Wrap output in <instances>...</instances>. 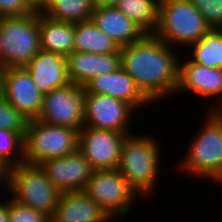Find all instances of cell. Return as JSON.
<instances>
[{"label": "cell", "instance_id": "d6a6232c", "mask_svg": "<svg viewBox=\"0 0 222 222\" xmlns=\"http://www.w3.org/2000/svg\"><path fill=\"white\" fill-rule=\"evenodd\" d=\"M121 0H94L95 5L116 6Z\"/></svg>", "mask_w": 222, "mask_h": 222}, {"label": "cell", "instance_id": "484cf974", "mask_svg": "<svg viewBox=\"0 0 222 222\" xmlns=\"http://www.w3.org/2000/svg\"><path fill=\"white\" fill-rule=\"evenodd\" d=\"M29 121L5 99L0 101V129L25 133Z\"/></svg>", "mask_w": 222, "mask_h": 222}, {"label": "cell", "instance_id": "f1b7e54d", "mask_svg": "<svg viewBox=\"0 0 222 222\" xmlns=\"http://www.w3.org/2000/svg\"><path fill=\"white\" fill-rule=\"evenodd\" d=\"M37 9L30 0H0V18L24 16Z\"/></svg>", "mask_w": 222, "mask_h": 222}, {"label": "cell", "instance_id": "5bb4252c", "mask_svg": "<svg viewBox=\"0 0 222 222\" xmlns=\"http://www.w3.org/2000/svg\"><path fill=\"white\" fill-rule=\"evenodd\" d=\"M5 100L27 119H37L44 94L24 67L4 68Z\"/></svg>", "mask_w": 222, "mask_h": 222}, {"label": "cell", "instance_id": "9c48e42d", "mask_svg": "<svg viewBox=\"0 0 222 222\" xmlns=\"http://www.w3.org/2000/svg\"><path fill=\"white\" fill-rule=\"evenodd\" d=\"M84 86L70 82L44 94L37 120L81 130L84 127Z\"/></svg>", "mask_w": 222, "mask_h": 222}, {"label": "cell", "instance_id": "7c38bea8", "mask_svg": "<svg viewBox=\"0 0 222 222\" xmlns=\"http://www.w3.org/2000/svg\"><path fill=\"white\" fill-rule=\"evenodd\" d=\"M126 136L113 130L83 127L79 131V150L94 170H115Z\"/></svg>", "mask_w": 222, "mask_h": 222}, {"label": "cell", "instance_id": "3957f363", "mask_svg": "<svg viewBox=\"0 0 222 222\" xmlns=\"http://www.w3.org/2000/svg\"><path fill=\"white\" fill-rule=\"evenodd\" d=\"M150 132L127 135L121 147L118 170L123 178L138 193L141 200L154 195L160 182V169L163 156L158 137ZM161 157V158H160ZM159 179V180H158Z\"/></svg>", "mask_w": 222, "mask_h": 222}, {"label": "cell", "instance_id": "83f0119b", "mask_svg": "<svg viewBox=\"0 0 222 222\" xmlns=\"http://www.w3.org/2000/svg\"><path fill=\"white\" fill-rule=\"evenodd\" d=\"M211 29H222V0H190Z\"/></svg>", "mask_w": 222, "mask_h": 222}, {"label": "cell", "instance_id": "52a82bcc", "mask_svg": "<svg viewBox=\"0 0 222 222\" xmlns=\"http://www.w3.org/2000/svg\"><path fill=\"white\" fill-rule=\"evenodd\" d=\"M5 192L18 203L42 211L50 218L61 195L40 165L25 162L10 168Z\"/></svg>", "mask_w": 222, "mask_h": 222}, {"label": "cell", "instance_id": "e575fe53", "mask_svg": "<svg viewBox=\"0 0 222 222\" xmlns=\"http://www.w3.org/2000/svg\"><path fill=\"white\" fill-rule=\"evenodd\" d=\"M1 53H2V37L0 32V67H1Z\"/></svg>", "mask_w": 222, "mask_h": 222}, {"label": "cell", "instance_id": "ac0fdd59", "mask_svg": "<svg viewBox=\"0 0 222 222\" xmlns=\"http://www.w3.org/2000/svg\"><path fill=\"white\" fill-rule=\"evenodd\" d=\"M90 20L120 47L139 41L147 34L116 6L95 5Z\"/></svg>", "mask_w": 222, "mask_h": 222}, {"label": "cell", "instance_id": "8992f818", "mask_svg": "<svg viewBox=\"0 0 222 222\" xmlns=\"http://www.w3.org/2000/svg\"><path fill=\"white\" fill-rule=\"evenodd\" d=\"M79 131L37 119L30 120L24 134V162L40 165L75 152L79 149Z\"/></svg>", "mask_w": 222, "mask_h": 222}, {"label": "cell", "instance_id": "e0dca14e", "mask_svg": "<svg viewBox=\"0 0 222 222\" xmlns=\"http://www.w3.org/2000/svg\"><path fill=\"white\" fill-rule=\"evenodd\" d=\"M70 82L84 86L89 80L108 74L121 67V54H99L73 51L66 57Z\"/></svg>", "mask_w": 222, "mask_h": 222}, {"label": "cell", "instance_id": "30bf717a", "mask_svg": "<svg viewBox=\"0 0 222 222\" xmlns=\"http://www.w3.org/2000/svg\"><path fill=\"white\" fill-rule=\"evenodd\" d=\"M181 93L191 94L190 96L196 97V99L202 97L201 100L205 102L207 99L210 104L207 105V111H222V68L206 67L193 63L181 54L178 87L175 95L178 96ZM209 99H213V103H210Z\"/></svg>", "mask_w": 222, "mask_h": 222}, {"label": "cell", "instance_id": "6da1fadb", "mask_svg": "<svg viewBox=\"0 0 222 222\" xmlns=\"http://www.w3.org/2000/svg\"><path fill=\"white\" fill-rule=\"evenodd\" d=\"M176 49L154 34L120 49L121 67L151 103L175 96L181 55Z\"/></svg>", "mask_w": 222, "mask_h": 222}, {"label": "cell", "instance_id": "4fadbf2b", "mask_svg": "<svg viewBox=\"0 0 222 222\" xmlns=\"http://www.w3.org/2000/svg\"><path fill=\"white\" fill-rule=\"evenodd\" d=\"M48 180L60 192L84 191L94 171L78 149L40 164Z\"/></svg>", "mask_w": 222, "mask_h": 222}, {"label": "cell", "instance_id": "5b68a950", "mask_svg": "<svg viewBox=\"0 0 222 222\" xmlns=\"http://www.w3.org/2000/svg\"><path fill=\"white\" fill-rule=\"evenodd\" d=\"M1 67H24L41 50L39 8L24 16L0 18Z\"/></svg>", "mask_w": 222, "mask_h": 222}, {"label": "cell", "instance_id": "ffe728a7", "mask_svg": "<svg viewBox=\"0 0 222 222\" xmlns=\"http://www.w3.org/2000/svg\"><path fill=\"white\" fill-rule=\"evenodd\" d=\"M41 50L67 56L74 51L75 23L52 20L39 10Z\"/></svg>", "mask_w": 222, "mask_h": 222}, {"label": "cell", "instance_id": "ba28073f", "mask_svg": "<svg viewBox=\"0 0 222 222\" xmlns=\"http://www.w3.org/2000/svg\"><path fill=\"white\" fill-rule=\"evenodd\" d=\"M84 191L113 220L129 217L139 196L118 169L94 170Z\"/></svg>", "mask_w": 222, "mask_h": 222}, {"label": "cell", "instance_id": "7a4b0ae2", "mask_svg": "<svg viewBox=\"0 0 222 222\" xmlns=\"http://www.w3.org/2000/svg\"><path fill=\"white\" fill-rule=\"evenodd\" d=\"M204 112V121L190 138L188 151L180 156L178 168L188 177L205 178L213 184H222V111ZM191 144V145H190ZM216 182V183H215Z\"/></svg>", "mask_w": 222, "mask_h": 222}, {"label": "cell", "instance_id": "f546056e", "mask_svg": "<svg viewBox=\"0 0 222 222\" xmlns=\"http://www.w3.org/2000/svg\"><path fill=\"white\" fill-rule=\"evenodd\" d=\"M10 167L0 159V184L7 189ZM1 188V187H0Z\"/></svg>", "mask_w": 222, "mask_h": 222}, {"label": "cell", "instance_id": "8fae6325", "mask_svg": "<svg viewBox=\"0 0 222 222\" xmlns=\"http://www.w3.org/2000/svg\"><path fill=\"white\" fill-rule=\"evenodd\" d=\"M135 114L136 110L122 100L103 94H85L84 127L130 135L136 133L130 132Z\"/></svg>", "mask_w": 222, "mask_h": 222}, {"label": "cell", "instance_id": "4dcf8cb0", "mask_svg": "<svg viewBox=\"0 0 222 222\" xmlns=\"http://www.w3.org/2000/svg\"><path fill=\"white\" fill-rule=\"evenodd\" d=\"M0 222H9L8 197L3 201L0 200Z\"/></svg>", "mask_w": 222, "mask_h": 222}, {"label": "cell", "instance_id": "d4e9b609", "mask_svg": "<svg viewBox=\"0 0 222 222\" xmlns=\"http://www.w3.org/2000/svg\"><path fill=\"white\" fill-rule=\"evenodd\" d=\"M24 134L0 129V159L10 168L24 163Z\"/></svg>", "mask_w": 222, "mask_h": 222}, {"label": "cell", "instance_id": "836d02e7", "mask_svg": "<svg viewBox=\"0 0 222 222\" xmlns=\"http://www.w3.org/2000/svg\"><path fill=\"white\" fill-rule=\"evenodd\" d=\"M37 8H40V6L46 1V0H30Z\"/></svg>", "mask_w": 222, "mask_h": 222}, {"label": "cell", "instance_id": "4316f807", "mask_svg": "<svg viewBox=\"0 0 222 222\" xmlns=\"http://www.w3.org/2000/svg\"><path fill=\"white\" fill-rule=\"evenodd\" d=\"M9 222H50L51 219L42 211L18 203L8 197Z\"/></svg>", "mask_w": 222, "mask_h": 222}, {"label": "cell", "instance_id": "603a6c76", "mask_svg": "<svg viewBox=\"0 0 222 222\" xmlns=\"http://www.w3.org/2000/svg\"><path fill=\"white\" fill-rule=\"evenodd\" d=\"M186 48H191L186 49L184 55L189 61L206 67L222 68V29H211Z\"/></svg>", "mask_w": 222, "mask_h": 222}, {"label": "cell", "instance_id": "2e32d148", "mask_svg": "<svg viewBox=\"0 0 222 222\" xmlns=\"http://www.w3.org/2000/svg\"><path fill=\"white\" fill-rule=\"evenodd\" d=\"M50 222H111L113 219L85 191L61 193Z\"/></svg>", "mask_w": 222, "mask_h": 222}, {"label": "cell", "instance_id": "cb8c5ba5", "mask_svg": "<svg viewBox=\"0 0 222 222\" xmlns=\"http://www.w3.org/2000/svg\"><path fill=\"white\" fill-rule=\"evenodd\" d=\"M161 0H121L116 7L147 34L158 26Z\"/></svg>", "mask_w": 222, "mask_h": 222}, {"label": "cell", "instance_id": "44dd1931", "mask_svg": "<svg viewBox=\"0 0 222 222\" xmlns=\"http://www.w3.org/2000/svg\"><path fill=\"white\" fill-rule=\"evenodd\" d=\"M120 49V45L91 20L75 23L74 51L114 54L120 53Z\"/></svg>", "mask_w": 222, "mask_h": 222}, {"label": "cell", "instance_id": "277c9868", "mask_svg": "<svg viewBox=\"0 0 222 222\" xmlns=\"http://www.w3.org/2000/svg\"><path fill=\"white\" fill-rule=\"evenodd\" d=\"M210 30L190 0L160 1L158 26L153 34L171 47L184 51V47L199 41Z\"/></svg>", "mask_w": 222, "mask_h": 222}, {"label": "cell", "instance_id": "9a60e30c", "mask_svg": "<svg viewBox=\"0 0 222 222\" xmlns=\"http://www.w3.org/2000/svg\"><path fill=\"white\" fill-rule=\"evenodd\" d=\"M85 94H103L130 104L137 112L152 103L142 94L133 78L120 67L92 78L84 85ZM148 105V106H147Z\"/></svg>", "mask_w": 222, "mask_h": 222}, {"label": "cell", "instance_id": "1f68e13d", "mask_svg": "<svg viewBox=\"0 0 222 222\" xmlns=\"http://www.w3.org/2000/svg\"><path fill=\"white\" fill-rule=\"evenodd\" d=\"M5 99L4 68L0 67V101Z\"/></svg>", "mask_w": 222, "mask_h": 222}, {"label": "cell", "instance_id": "7402d4cb", "mask_svg": "<svg viewBox=\"0 0 222 222\" xmlns=\"http://www.w3.org/2000/svg\"><path fill=\"white\" fill-rule=\"evenodd\" d=\"M94 0H46L39 8L47 18L63 22L89 21Z\"/></svg>", "mask_w": 222, "mask_h": 222}, {"label": "cell", "instance_id": "d6986e66", "mask_svg": "<svg viewBox=\"0 0 222 222\" xmlns=\"http://www.w3.org/2000/svg\"><path fill=\"white\" fill-rule=\"evenodd\" d=\"M24 68L43 94L70 83L66 58L59 53L40 50Z\"/></svg>", "mask_w": 222, "mask_h": 222}]
</instances>
